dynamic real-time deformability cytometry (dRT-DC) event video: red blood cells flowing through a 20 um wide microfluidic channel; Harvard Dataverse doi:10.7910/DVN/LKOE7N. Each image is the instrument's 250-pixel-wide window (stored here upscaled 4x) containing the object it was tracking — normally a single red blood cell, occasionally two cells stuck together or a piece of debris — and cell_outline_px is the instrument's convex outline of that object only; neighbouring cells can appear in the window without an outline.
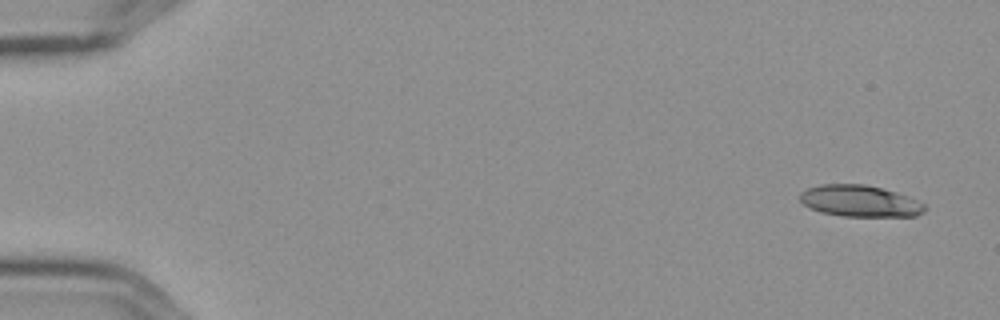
{"species": "Egyptian fruit bat (a non-hibernating species)", "species_latin": "Rousettus aegyptiacus", "temperature_condition": "cold", "stored_images_in_passage": 11, "camera_frame_rate_fps": 3000, "um_per_image_px": 0.085, "frame": {"image": 1, "passage_image": 1, "time_ms": 0.0, "image_size_px": [1000, 320], "cell_outline_px": [[928, 208], [924, 212], [916, 216], [844, 216], [820, 212], [804, 204], [800, 200], [800, 192], [808, 188], [820, 184], [864, 184], [896, 192], [916, 200], [924, 204]], "centroid_in_image_um": [73.09, 17.09], "position_along_channel_um": 11.9, "area_um2": 22.77}}
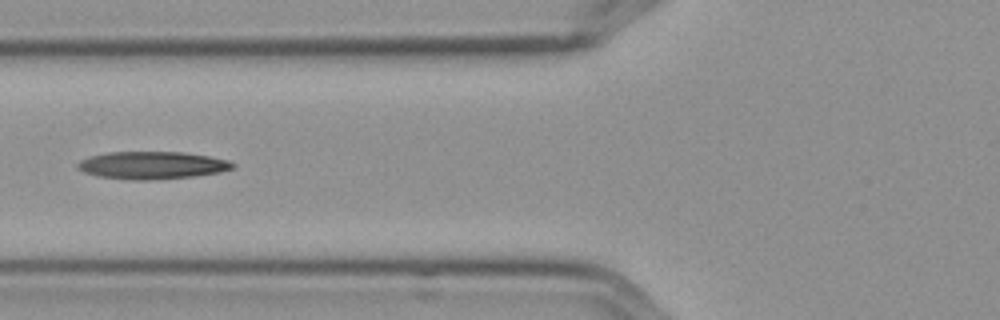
{"frame": {"image": 2, "passage_image": 6, "time_ms": 1.667, "image_size_px": [1000, 320], "cell_outline_px": [[236, 164], [232, 168], [220, 172], [192, 176], [152, 180], [128, 180], [96, 176], [84, 172], [76, 168], [76, 164], [80, 160], [92, 156], [108, 152], [184, 152], [208, 156], [228, 160]], "centroid_in_image_um": [12.89, 14.05], "position_along_channel_um": 112.9, "area_um2": 24.91}}
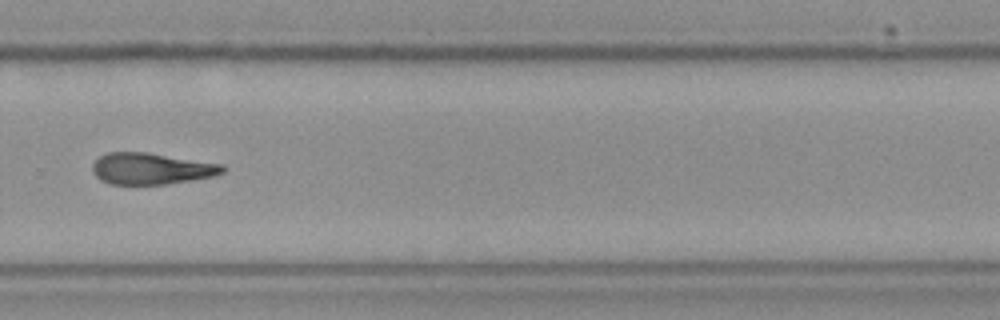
{"frame": {"image": 3, "passage_image": 11, "time_ms": 3.333, "image_size_px": [1000, 320], "cell_outline_px": [[228, 168], [224, 172], [212, 176], [192, 180], [164, 184], [112, 184], [100, 180], [92, 172], [92, 164], [100, 156], [108, 152], [144, 152], [224, 164]], "centroid_in_image_um": [12.87, 14.33], "position_along_channel_um": 316.9, "area_um2": 23.81}}